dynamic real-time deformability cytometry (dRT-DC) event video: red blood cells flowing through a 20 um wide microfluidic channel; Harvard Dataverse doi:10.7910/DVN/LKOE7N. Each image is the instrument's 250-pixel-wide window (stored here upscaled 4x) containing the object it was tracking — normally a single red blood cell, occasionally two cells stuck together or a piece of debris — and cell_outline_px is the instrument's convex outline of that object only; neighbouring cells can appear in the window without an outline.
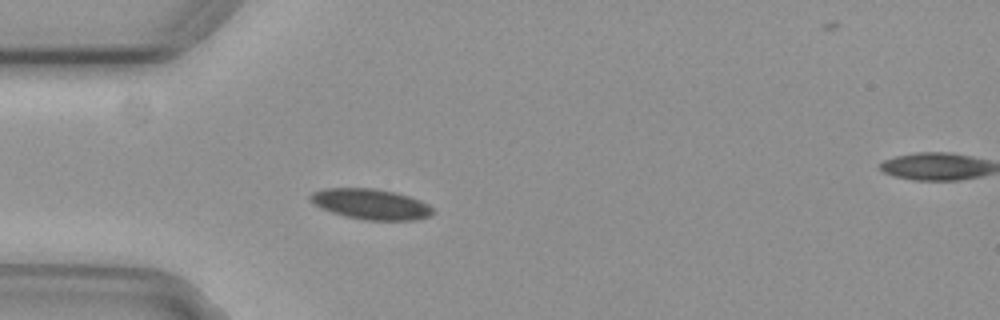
{"species": "common noctule bat (a hibernating species)", "species_latin": "Nyctalus noctula", "temperature_condition": "cold", "stored_images_in_passage": 41, "camera_frame_rate_fps": 3000, "um_per_image_px": 0.085, "animal": {"sex": "female", "body_mass_g": 29.2, "forearm_length_mm": 56.3}, "frame": {"image": 1, "passage_image": 1, "time_ms": 0.0, "image_size_px": [1000, 320], "cell_outline_px": [[436, 212], [432, 216], [416, 220], [364, 220], [344, 216], [320, 208], [308, 200], [308, 196], [312, 192], [324, 188], [376, 188], [396, 192], [420, 200], [428, 204]], "centroid_in_image_um": [31.52, 17.35], "position_along_channel_um": 53.5, "area_um2": 22.14}}
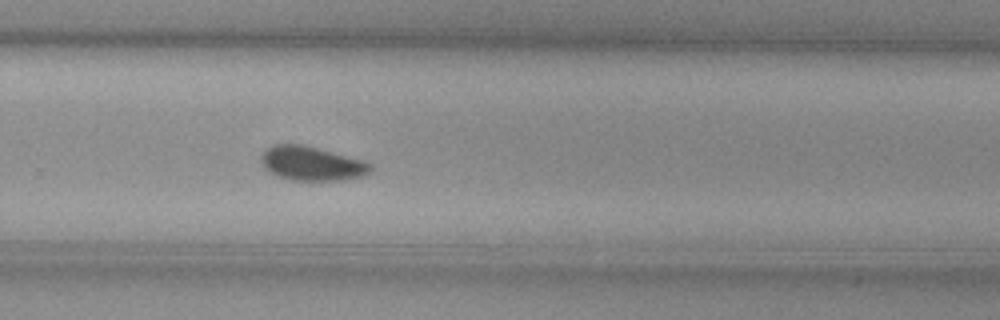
{"frame": {"image": 2, "passage_image": 22, "time_ms": 7.0, "image_size_px": [1000, 320], "cell_outline_px": [[372, 172], [364, 176], [344, 180], [288, 180], [268, 172], [260, 164], [260, 156], [264, 148], [272, 144], [304, 144], [364, 160], [372, 164]], "centroid_in_image_um": [26.47, 13.89], "position_along_channel_um": 303.3, "area_um2": 22.37}}
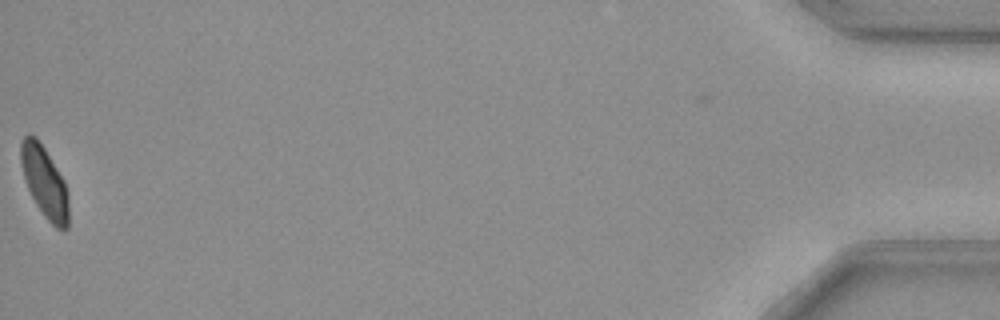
{"frame": {"image": 3, "passage_image": 41, "time_ms": 13.333, "image_size_px": [1000, 320], "cell_outline_px": [[68, 228], [64, 232], [56, 228], [44, 216], [36, 204], [24, 180], [20, 160], [20, 144], [24, 136], [28, 132], [36, 136], [44, 148], [64, 180], [68, 192]], "centroid_in_image_um": [3.78, 15.47], "position_along_channel_um": 431.4, "area_um2": 19.94}, "authors_computed_cell_mechanics": {"area_um2": 21.8484, "velocity_mm_per_s": 3.6906, "shape_relaxation_time_tau1_ms": 5.3909, "shape_relaxation_time_tau2_ms": null, "deformation_change_tau1": 0.1104, "deformation_change_tau2": null}}